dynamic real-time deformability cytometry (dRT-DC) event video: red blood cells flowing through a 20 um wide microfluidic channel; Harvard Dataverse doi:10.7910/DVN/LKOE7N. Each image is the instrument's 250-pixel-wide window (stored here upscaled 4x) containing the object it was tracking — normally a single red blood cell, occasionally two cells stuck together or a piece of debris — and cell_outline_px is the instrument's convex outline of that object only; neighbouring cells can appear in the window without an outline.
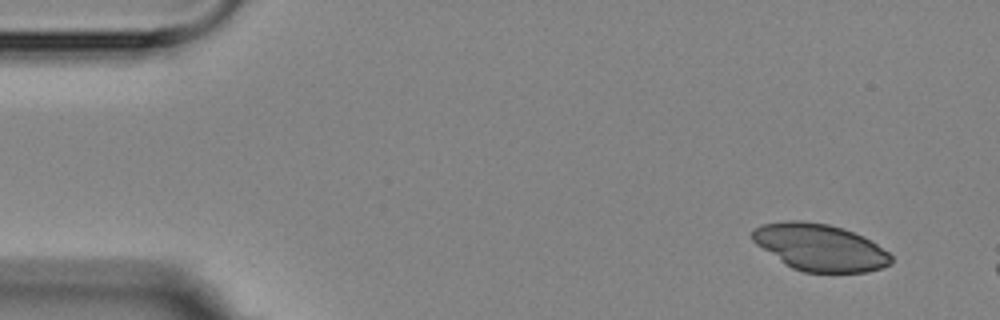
{"species": "Egyptian fruit bat (a non-hibernating species)", "species_latin": "Rousettus aegyptiacus", "temperature_condition": "room temperature", "stored_images_in_passage": 3, "camera_frame_rate_fps": 3000, "um_per_image_px": 0.085, "animal": {"sex": "female"}, "frame": {"image": 1, "passage_image": 1, "time_ms": 0.0, "image_size_px": [1000, 320], "cell_outline_px": [[892, 260], [888, 264], [880, 268], [864, 272], [804, 272], [792, 268], [784, 264], [756, 244], [752, 240], [752, 228], [760, 224], [788, 220], [800, 220], [828, 224], [844, 228], [864, 236], [888, 252], [892, 256]], "centroid_in_image_um": [69.65, 21.01], "position_along_channel_um": 15.4, "area_um2": 37.97}}